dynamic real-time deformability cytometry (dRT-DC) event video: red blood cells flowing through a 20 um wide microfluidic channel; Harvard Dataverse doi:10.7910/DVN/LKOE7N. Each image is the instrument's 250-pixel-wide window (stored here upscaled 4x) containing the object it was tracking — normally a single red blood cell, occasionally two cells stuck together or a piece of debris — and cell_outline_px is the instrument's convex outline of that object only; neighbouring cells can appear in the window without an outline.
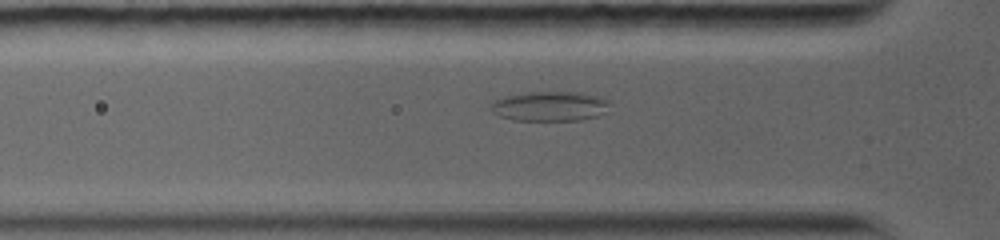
{"species": "common noctule bat (a hibernating species)", "species_latin": "Nyctalus noctula", "temperature_condition": "warm", "stored_images_in_passage": 18, "camera_frame_rate_fps": 5000, "um_per_image_px": 0.085, "animal": {"sex": "female", "body_mass_g": 19.0, "forearm_length_mm": 56.7}, "frame": {"image": 1, "passage_image": 6, "time_ms": 2.2, "image_size_px": [1000, 240], "cell_outline_px": [[604, 104], [596, 116], [576, 120], [512, 120], [500, 116], [492, 112], [492, 104], [496, 100], [504, 96], [528, 92], [572, 92], [604, 100]], "centroid_in_image_um": [46.52, 9.04], "position_along_channel_um": 79.3, "area_um2": 19.36}}
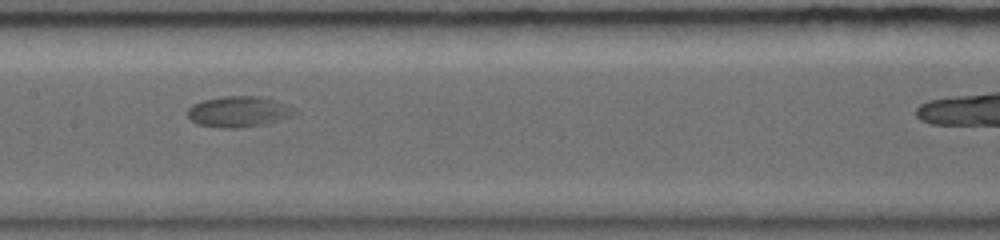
{"frame": {"image": 2, "passage_image": 13, "time_ms": 5.0, "image_size_px": [1000, 240], "cell_outline_px": [[276, 112], [256, 124], [200, 124], [192, 120], [188, 116], [188, 108], [204, 100], [224, 96], [268, 96], [272, 100]], "centroid_in_image_um": [19.75, 9.37], "position_along_channel_um": 187.6, "area_um2": 15.09}}
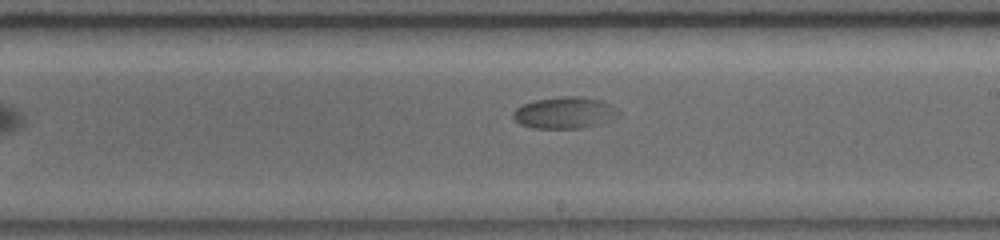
{"frame": {"image": 3, "passage_image": 16, "time_ms": 6.4, "image_size_px": [1000, 240], "cell_outline_px": [[604, 104], [592, 124], [576, 128], [536, 128], [520, 124], [516, 120], [516, 108], [524, 104], [536, 100], [560, 96], [576, 96], [600, 100]], "centroid_in_image_um": [47.54, 9.56], "position_along_channel_um": 241.5, "area_um2": 16.53}}